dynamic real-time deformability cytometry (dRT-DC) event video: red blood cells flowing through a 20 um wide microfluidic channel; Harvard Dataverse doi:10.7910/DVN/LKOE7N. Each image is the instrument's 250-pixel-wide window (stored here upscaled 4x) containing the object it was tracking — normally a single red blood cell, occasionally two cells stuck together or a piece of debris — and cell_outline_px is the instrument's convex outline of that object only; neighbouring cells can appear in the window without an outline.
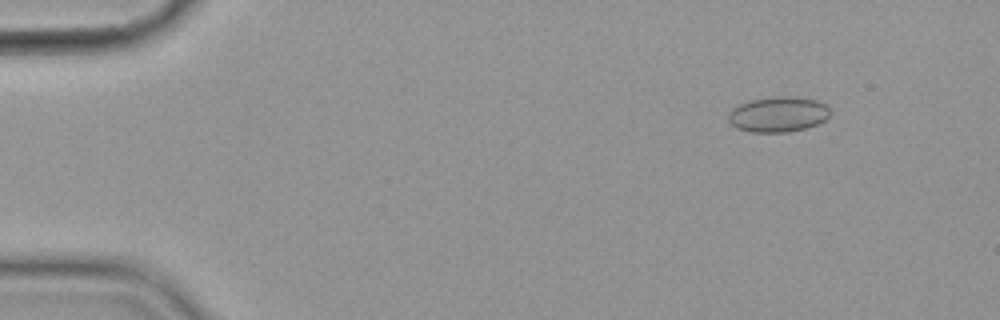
{"species": "common noctule bat (a hibernating species)", "species_latin": "Nyctalus noctula", "temperature_condition": "cold", "stored_images_in_passage": 5, "camera_frame_rate_fps": 3000, "um_per_image_px": 0.085, "animal": {"sex": "female", "body_mass_g": 19.9}, "frame": {"image": 1, "passage_image": 2, "time_ms": 1.333, "image_size_px": [1000, 320], "cell_outline_px": [[832, 112], [824, 120], [816, 124], [804, 128], [788, 132], [752, 132], [736, 128], [728, 120], [728, 112], [736, 104], [752, 100], [776, 96], [796, 96], [816, 100], [824, 104]], "centroid_in_image_um": [66.11, 9.71], "position_along_channel_um": 18.9, "area_um2": 21.04}}
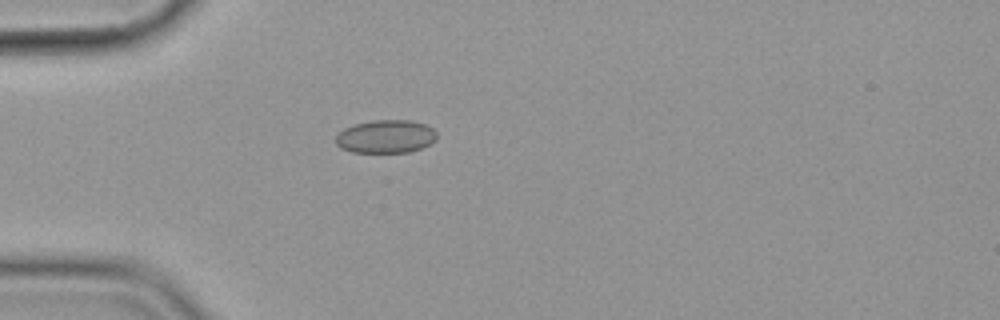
{"frame": {"image": 2, "passage_image": 5, "time_ms": 4.667, "image_size_px": [1000, 320], "cell_outline_px": [[436, 140], [420, 148], [408, 152], [352, 152], [340, 148], [336, 144], [336, 136], [344, 128], [356, 124], [372, 120], [412, 120], [424, 124], [432, 128], [436, 132]], "centroid_in_image_um": [32.78, 11.6], "position_along_channel_um": 52.2, "area_um2": 19.42}}